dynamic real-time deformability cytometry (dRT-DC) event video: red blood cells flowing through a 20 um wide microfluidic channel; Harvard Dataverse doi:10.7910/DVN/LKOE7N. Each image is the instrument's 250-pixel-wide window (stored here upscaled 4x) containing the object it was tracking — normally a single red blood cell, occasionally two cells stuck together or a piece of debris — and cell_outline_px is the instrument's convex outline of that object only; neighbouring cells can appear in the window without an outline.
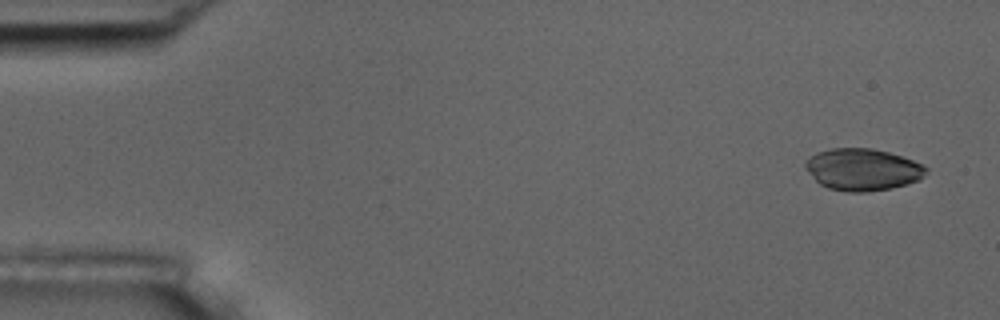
{"species": "common noctule bat (a hibernating species)", "species_latin": "Nyctalus noctula", "temperature_condition": "room temperature", "stored_images_in_passage": 5, "camera_frame_rate_fps": 3000, "um_per_image_px": 0.085, "animal": {"sex": "male", "body_mass_g": 17.5, "forearm_length_mm": 52.3}, "frame": {"image": 1, "passage_image": 1, "time_ms": 0.0, "image_size_px": [1000, 320], "cell_outline_px": [[928, 172], [920, 180], [908, 184], [892, 188], [868, 192], [848, 192], [828, 188], [820, 184], [804, 168], [804, 164], [816, 152], [832, 148], [872, 148], [888, 152], [912, 160], [928, 168]], "centroid_in_image_um": [73.34, 14.42], "position_along_channel_um": 11.7, "area_um2": 29.54}}
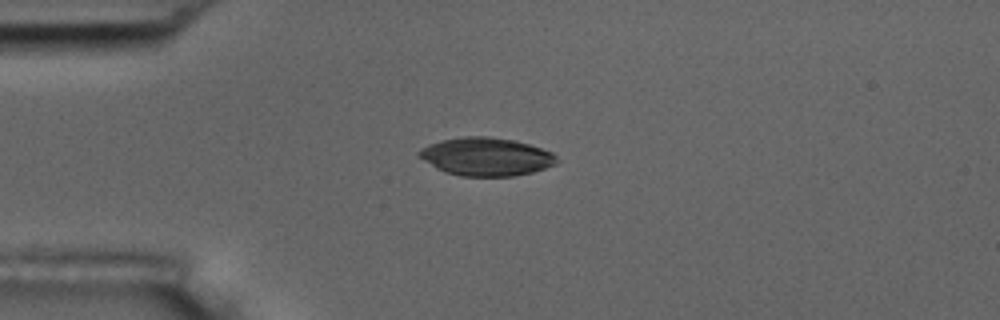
{"frame": {"image": 2, "passage_image": 4, "time_ms": 3.667, "image_size_px": [1000, 320], "cell_outline_px": [[560, 160], [556, 164], [532, 172], [512, 176], [460, 176], [444, 172], [436, 168], [424, 160], [416, 152], [420, 148], [428, 144], [444, 140], [464, 136], [488, 136], [516, 140], [552, 152]], "centroid_in_image_um": [41.32, 13.31], "position_along_channel_um": 43.7, "area_um2": 30.63}}